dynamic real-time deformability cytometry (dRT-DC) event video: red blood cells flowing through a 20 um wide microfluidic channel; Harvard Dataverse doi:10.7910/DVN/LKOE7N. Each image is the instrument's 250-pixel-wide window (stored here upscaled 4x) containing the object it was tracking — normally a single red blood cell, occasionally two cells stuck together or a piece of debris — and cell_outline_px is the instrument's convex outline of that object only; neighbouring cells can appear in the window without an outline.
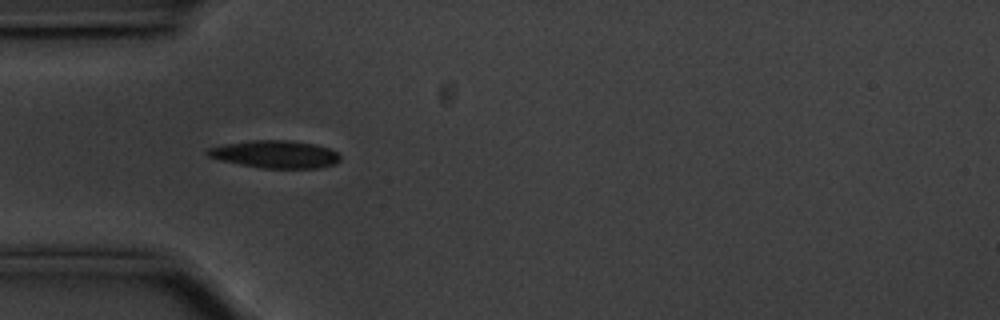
{"species": "common noctule bat (a hibernating species)", "species_latin": "Nyctalus noctula", "temperature_condition": "cold", "stored_images_in_passage": 43, "camera_frame_rate_fps": 3000, "um_per_image_px": 0.085, "animal": {"sex": "male", "body_mass_g": 20.1, "forearm_length_mm": 53.5}, "frame": {"image": 1, "passage_image": 9, "time_ms": 2.667, "image_size_px": [1000, 320], "cell_outline_px": [[340, 160], [336, 164], [316, 168], [260, 168], [220, 160], [208, 156], [204, 152], [208, 148], [224, 144], [252, 140], [288, 140], [316, 144], [328, 148], [336, 152], [340, 156]], "centroid_in_image_um": [23.38, 13.11], "position_along_channel_um": 61.6, "area_um2": 21.33}}
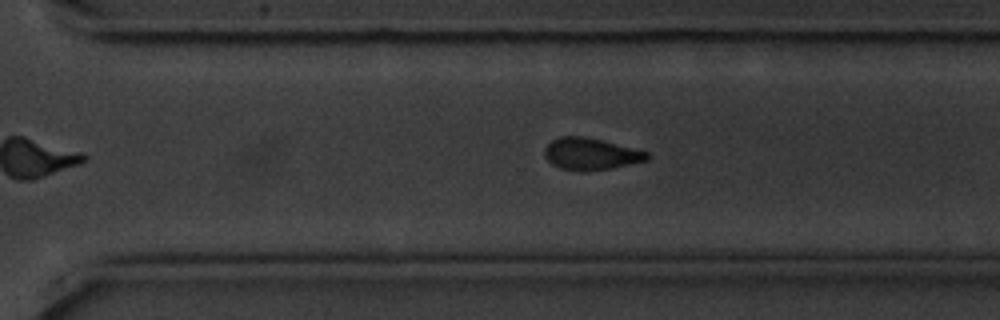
{"frame": {"image": 2, "passage_image": 31, "time_ms": 10.0, "image_size_px": [1000, 320], "cell_outline_px": [[652, 156], [648, 160], [612, 168], [560, 168], [552, 164], [544, 156], [544, 148], [552, 140], [560, 136], [580, 136], [600, 140], [648, 152]], "centroid_in_image_um": [50.22, 13.05], "position_along_channel_um": 320.4, "area_um2": 18.21}}
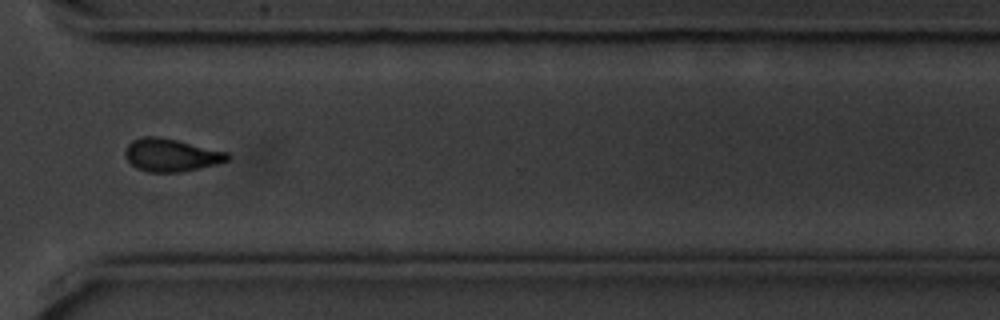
{"frame": {"image": 3, "passage_image": 34, "time_ms": 11.0, "image_size_px": [1000, 320], "cell_outline_px": [[228, 160], [216, 164], [180, 172], [148, 172], [136, 168], [124, 156], [124, 152], [128, 144], [132, 140], [144, 136], [160, 136], [228, 152]], "centroid_in_image_um": [14.5, 13.17], "position_along_channel_um": 356.1, "area_um2": 19.48}, "authors_computed_cell_mechanics": {"area_um2": 20.0566, "velocity_mm_per_s": 3.5437, "shape_relaxation_time_tau1_ms": 3.3085, "shape_relaxation_time_tau2_ms": 7.9968, "deformation_change_tau1": 0.1185, "deformation_change_tau2": 0.158}}